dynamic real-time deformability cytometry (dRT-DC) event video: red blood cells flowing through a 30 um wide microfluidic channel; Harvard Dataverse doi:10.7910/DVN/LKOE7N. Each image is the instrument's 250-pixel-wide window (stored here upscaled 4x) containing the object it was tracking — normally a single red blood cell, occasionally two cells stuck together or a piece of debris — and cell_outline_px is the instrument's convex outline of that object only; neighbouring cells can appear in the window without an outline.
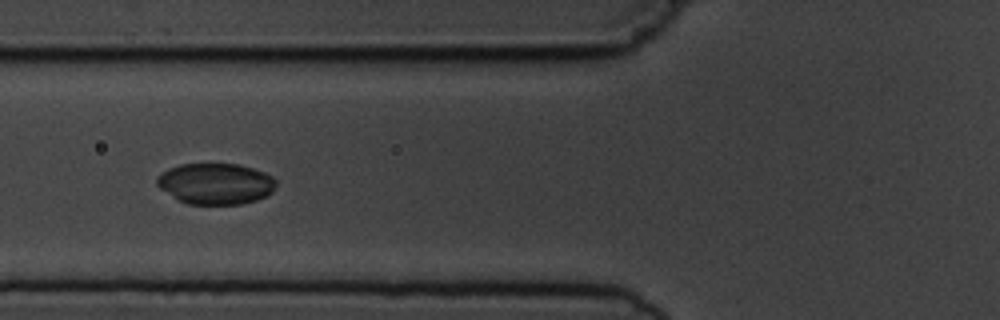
{"species": "common noctule bat (a hibernating species)", "species_latin": "Nyctalus noctula", "temperature_condition": "cold", "stored_images_in_passage": 7, "camera_frame_rate_fps": 3000, "um_per_image_px": 0.085, "animal": {"sex": "male", "body_mass_g": 19.5, "forearm_length_mm": 54.6}, "frame": {"image": 1, "passage_image": 5, "time_ms": 5.333, "image_size_px": [1000, 320], "cell_outline_px": [[276, 184], [272, 192], [268, 196], [256, 200], [240, 204], [188, 204], [180, 200], [160, 188], [156, 184], [156, 176], [168, 168], [180, 164], [240, 164], [264, 172], [272, 176], [276, 180]], "centroid_in_image_um": [18.34, 15.61], "position_along_channel_um": 107.5, "area_um2": 28.55}}
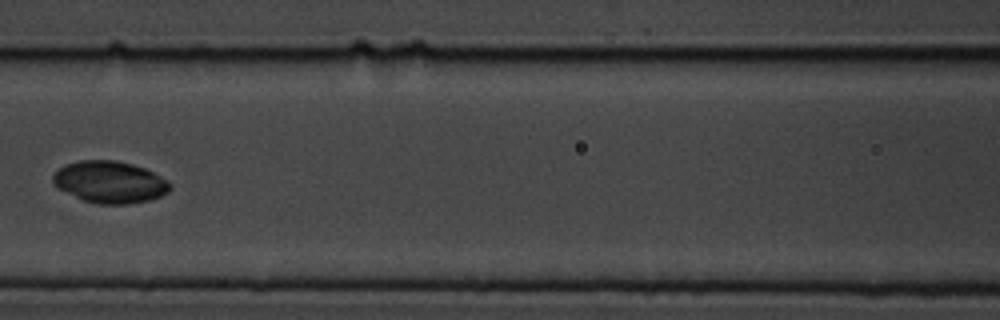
{"frame": {"image": 2, "passage_image": 6, "time_ms": 6.667, "image_size_px": [1000, 320], "cell_outline_px": [[172, 188], [168, 192], [160, 196], [148, 200], [128, 204], [96, 204], [84, 200], [56, 188], [52, 180], [52, 176], [64, 164], [76, 160], [116, 160], [132, 164], [144, 168], [168, 180], [172, 184]], "centroid_in_image_um": [9.33, 15.47], "position_along_channel_um": 157.3, "area_um2": 28.73}}
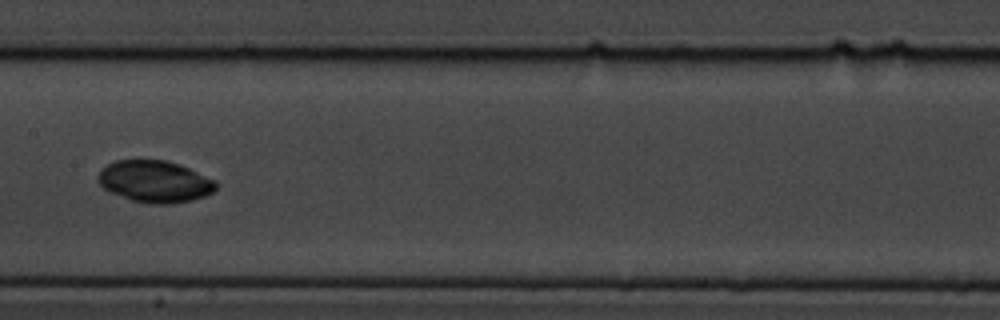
{"frame": {"image": 3, "passage_image": 7, "time_ms": 7.667, "image_size_px": [1000, 320], "cell_outline_px": [[216, 188], [212, 192], [204, 196], [192, 200], [172, 204], [148, 204], [132, 200], [108, 192], [96, 180], [96, 176], [100, 168], [116, 160], [168, 160], [188, 168], [216, 180]], "centroid_in_image_um": [13.12, 15.43], "position_along_channel_um": 194.3, "area_um2": 28.96}}